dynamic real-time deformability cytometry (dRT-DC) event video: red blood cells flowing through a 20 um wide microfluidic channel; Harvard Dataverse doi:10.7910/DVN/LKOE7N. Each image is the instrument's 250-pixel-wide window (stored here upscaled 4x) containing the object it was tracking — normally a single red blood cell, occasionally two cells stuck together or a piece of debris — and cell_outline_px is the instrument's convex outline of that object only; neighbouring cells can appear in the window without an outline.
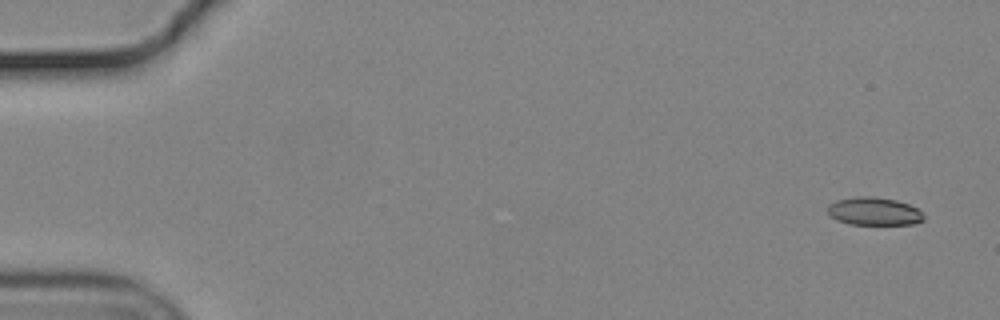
{"species": "common noctule bat (a hibernating species)", "species_latin": "Nyctalus noctula", "temperature_condition": "cold", "stored_images_in_passage": 54, "camera_frame_rate_fps": 3000, "um_per_image_px": 0.085, "animal": {"sex": "male", "body_mass_g": 19.2, "forearm_length_mm": 51.8}, "frame": {"image": 1, "passage_image": 1, "time_ms": 0.0, "image_size_px": [1000, 320], "cell_outline_px": [[924, 220], [912, 224], [848, 224], [836, 220], [828, 212], [828, 204], [836, 200], [856, 196], [876, 196], [896, 200], [908, 204], [916, 208], [924, 216]], "centroid_in_image_um": [74.27, 17.95], "position_along_channel_um": 10.7, "area_um2": 15.66}}
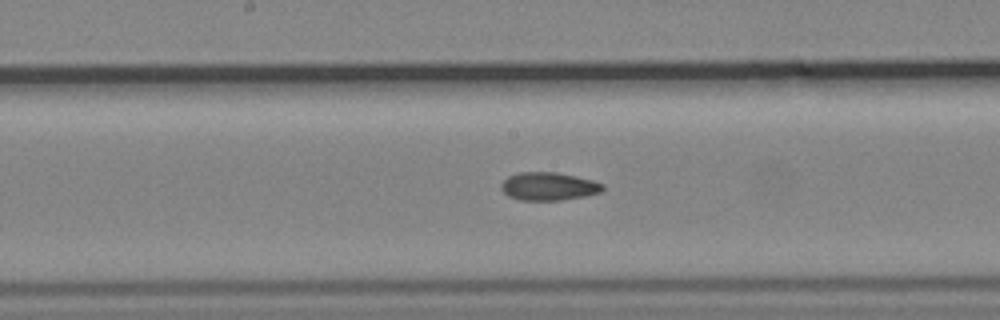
{"frame": {"image": 2, "passage_image": 28, "time_ms": 9.0, "image_size_px": [1000, 320], "cell_outline_px": [[604, 188], [600, 192], [584, 196], [560, 200], [520, 200], [508, 196], [500, 188], [500, 184], [508, 176], [520, 172], [556, 172], [576, 176], [592, 180], [604, 184]], "centroid_in_image_um": [46.61, 15.83], "position_along_channel_um": 201.6, "area_um2": 16.59}}
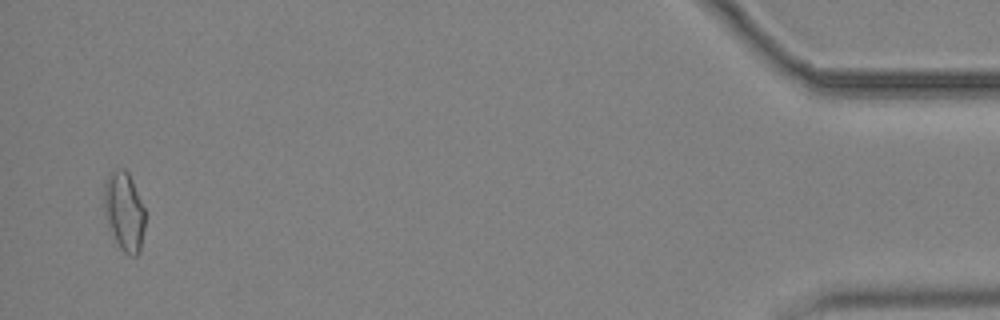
{"frame": {"image": 3, "passage_image": 53, "time_ms": 17.333, "image_size_px": [1000, 320], "cell_outline_px": [[144, 228], [140, 252], [136, 256], [132, 256], [124, 252], [120, 248], [104, 216], [104, 184], [108, 172], [120, 168], [124, 168], [128, 172], [132, 180], [144, 208]], "centroid_in_image_um": [10.54, 17.94], "position_along_channel_um": 424.7, "area_um2": 18.84}, "authors_computed_cell_mechanics": {"area_um2": 16.5886, "velocity_mm_per_s": 3.6801, "shape_relaxation_time_tau1_ms": null, "shape_relaxation_time_tau2_ms": 7.8412, "deformation_change_tau1": null, "deformation_change_tau2": 0.1579}}